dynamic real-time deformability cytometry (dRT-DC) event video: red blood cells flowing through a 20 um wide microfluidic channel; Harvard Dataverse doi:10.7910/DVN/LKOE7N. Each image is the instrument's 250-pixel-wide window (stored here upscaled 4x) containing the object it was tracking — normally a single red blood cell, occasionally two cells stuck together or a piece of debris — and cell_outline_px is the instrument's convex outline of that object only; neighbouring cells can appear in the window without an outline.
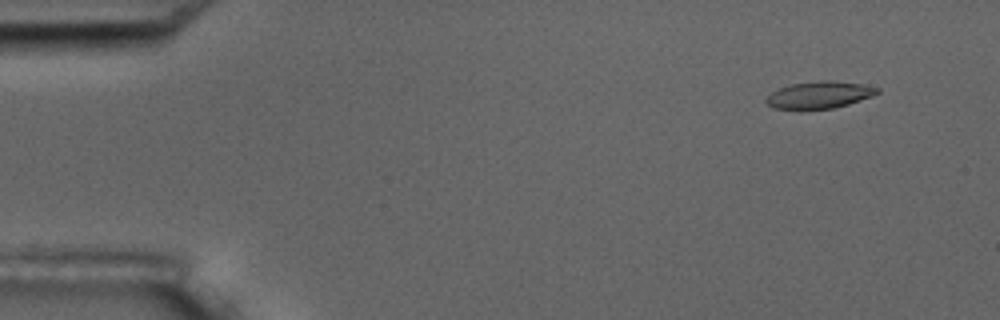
{"species": "common noctule bat (a hibernating species)", "species_latin": "Nyctalus noctula", "temperature_condition": "room temperature", "stored_images_in_passage": 5, "camera_frame_rate_fps": 3000, "um_per_image_px": 0.085, "animal": {"sex": "male", "body_mass_g": 17.5, "forearm_length_mm": 52.3}, "frame": {"image": 1, "passage_image": 2, "time_ms": 1.333, "image_size_px": [1000, 320], "cell_outline_px": [[880, 92], [872, 96], [848, 104], [832, 108], [804, 112], [800, 112], [772, 108], [764, 100], [772, 92], [780, 88], [792, 84], [824, 80], [828, 80], [860, 84], [880, 88]], "centroid_in_image_um": [69.59, 8.12], "position_along_channel_um": 15.4, "area_um2": 17.92}}
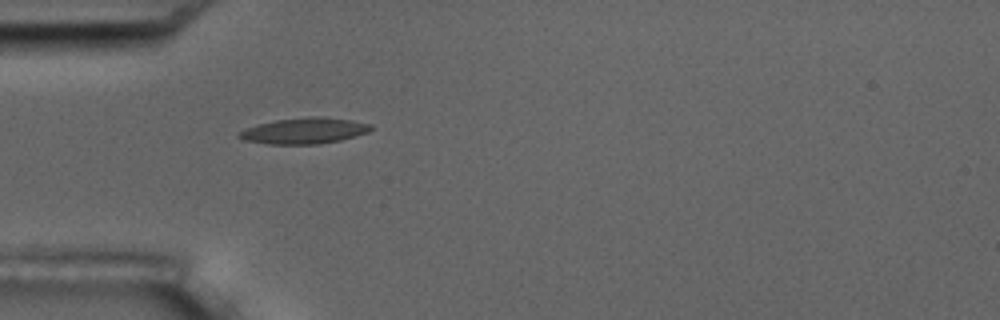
{"frame": {"image": 2, "passage_image": 5, "time_ms": 5.333, "image_size_px": [1000, 320], "cell_outline_px": [[372, 128], [368, 132], [340, 140], [320, 144], [268, 144], [244, 140], [236, 136], [244, 128], [256, 124], [276, 120], [312, 116], [320, 116], [352, 120], [372, 124]], "centroid_in_image_um": [25.84, 11.11], "position_along_channel_um": 59.2, "area_um2": 20.0}}